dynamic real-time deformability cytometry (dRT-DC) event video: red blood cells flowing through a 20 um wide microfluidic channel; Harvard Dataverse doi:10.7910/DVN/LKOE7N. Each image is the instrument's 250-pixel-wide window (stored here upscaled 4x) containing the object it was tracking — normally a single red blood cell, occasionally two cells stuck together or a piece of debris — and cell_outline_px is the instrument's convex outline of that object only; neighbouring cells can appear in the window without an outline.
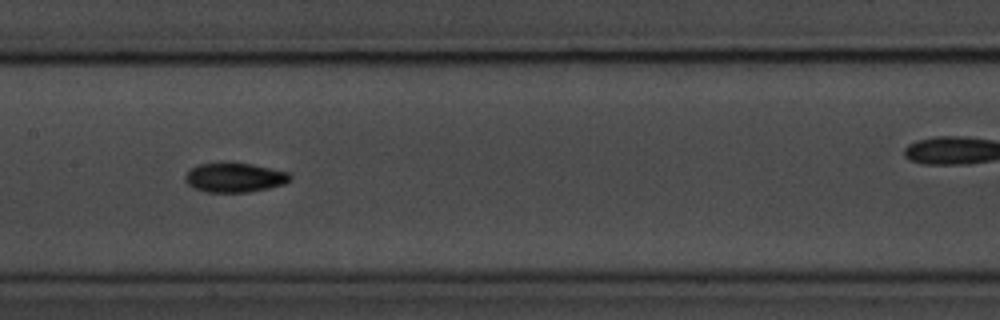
{"species": "common noctule bat (a hibernating species)", "species_latin": "Nyctalus noctula", "temperature_condition": "room temperature", "stored_images_in_passage": 16, "camera_frame_rate_fps": 3000, "um_per_image_px": 0.085, "animal": {"sex": "male", "body_mass_g": 20.1, "forearm_length_mm": 53.5}, "frame": {"image": 1, "passage_image": 7, "time_ms": 7.0, "image_size_px": [1000, 320], "cell_outline_px": [[292, 180], [284, 184], [268, 188], [248, 192], [204, 192], [188, 184], [184, 180], [184, 176], [192, 168], [200, 164], [224, 160], [228, 160], [252, 164], [288, 172], [292, 176]], "centroid_in_image_um": [19.94, 15.05], "position_along_channel_um": 187.5, "area_um2": 18.44}}